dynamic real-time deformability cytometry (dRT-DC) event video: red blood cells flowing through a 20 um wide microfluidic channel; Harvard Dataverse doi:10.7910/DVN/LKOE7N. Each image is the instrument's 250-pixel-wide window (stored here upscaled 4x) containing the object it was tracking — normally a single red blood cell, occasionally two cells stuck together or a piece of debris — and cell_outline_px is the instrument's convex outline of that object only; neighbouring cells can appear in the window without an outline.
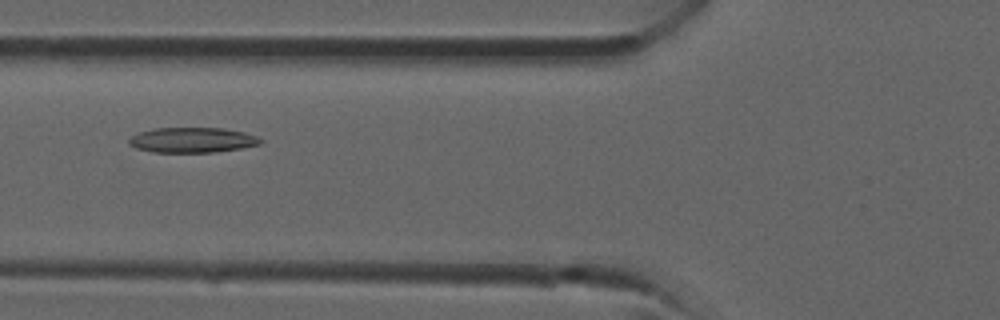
{"species": "common noctule bat (a hibernating species)", "species_latin": "Nyctalus noctula", "temperature_condition": "room temperature", "stored_images_in_passage": 21, "camera_frame_rate_fps": 3000, "um_per_image_px": 0.085, "animal": {"sex": "male", "forearm_length_mm": 52.5}, "frame": {"image": 1, "passage_image": 7, "time_ms": 2.0, "image_size_px": [1000, 320], "cell_outline_px": [[264, 140], [260, 144], [240, 148], [212, 152], [152, 152], [136, 148], [128, 144], [128, 140], [132, 136], [140, 132], [156, 128], [224, 128], [244, 132], [256, 136]], "centroid_in_image_um": [16.34, 11.9], "position_along_channel_um": 109.5, "area_um2": 19.19}}
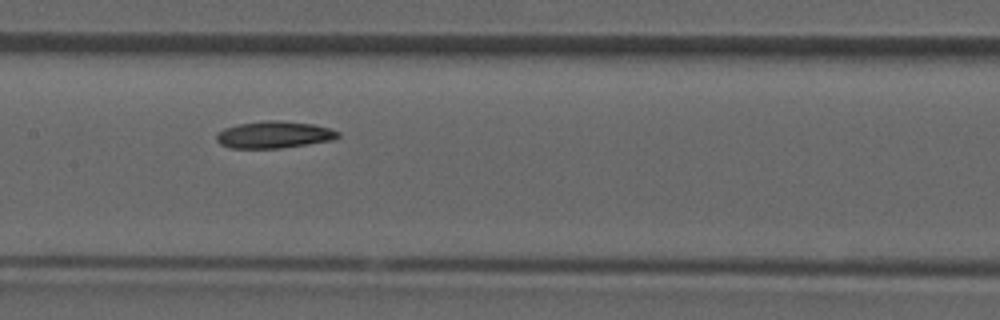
{"frame": {"image": 2, "passage_image": 11, "time_ms": 3.333, "image_size_px": [1000, 320], "cell_outline_px": [[340, 136], [332, 140], [308, 144], [280, 148], [228, 148], [220, 144], [216, 140], [216, 136], [224, 128], [236, 124], [268, 120], [280, 120], [312, 124], [328, 128], [340, 132]], "centroid_in_image_um": [23.28, 11.45], "position_along_channel_um": 184.1, "area_um2": 19.07}}
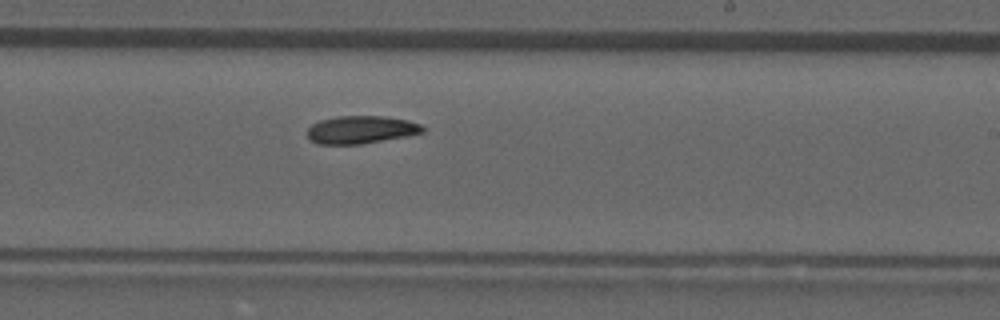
{"frame": {"image": 3, "passage_image": 15, "time_ms": 4.667, "image_size_px": [1000, 320], "cell_outline_px": [[424, 132], [408, 136], [360, 144], [316, 144], [308, 136], [308, 128], [312, 124], [320, 120], [336, 116], [384, 116], [408, 120], [420, 124], [424, 128]], "centroid_in_image_um": [30.69, 11.02], "position_along_channel_um": 258.3, "area_um2": 18.67}}